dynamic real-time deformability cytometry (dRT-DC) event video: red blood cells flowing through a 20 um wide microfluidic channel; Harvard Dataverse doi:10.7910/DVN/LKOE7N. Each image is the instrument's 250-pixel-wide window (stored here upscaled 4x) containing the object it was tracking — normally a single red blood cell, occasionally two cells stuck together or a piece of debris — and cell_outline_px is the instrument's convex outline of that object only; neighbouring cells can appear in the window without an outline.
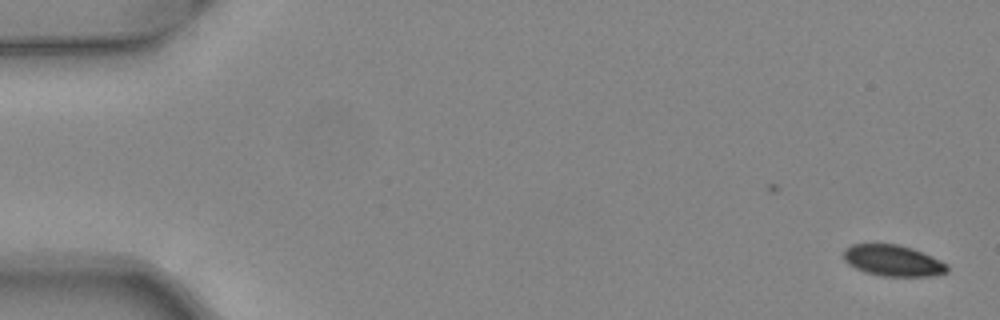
{"species": "common noctule bat (a hibernating species)", "species_latin": "Nyctalus noctula", "temperature_condition": "warm", "stored_images_in_passage": 44, "camera_frame_rate_fps": 3000, "um_per_image_px": 0.085, "animal": {"sex": "female", "body_mass_g": 24.6, "forearm_length_mm": 56.2}, "frame": {"image": 1, "passage_image": 1, "time_ms": 0.0, "image_size_px": [1000, 320], "cell_outline_px": [[948, 272], [932, 276], [880, 276], [856, 268], [848, 264], [844, 260], [844, 248], [852, 244], [896, 244], [912, 248], [932, 256], [948, 264]], "centroid_in_image_um": [75.92, 22.15], "position_along_channel_um": 9.1, "area_um2": 18.79}}
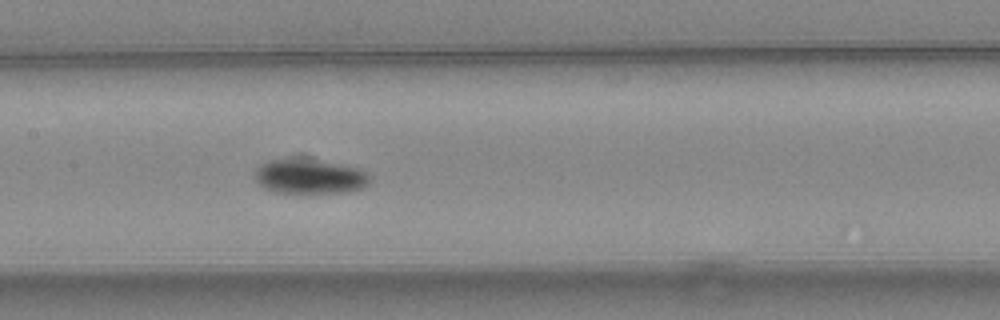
{"frame": {"image": 2, "passage_image": 25, "time_ms": 8.0, "image_size_px": [1000, 320], "cell_outline_px": [[372, 176], [368, 184], [360, 188], [344, 192], [308, 196], [276, 192], [264, 188], [256, 180], [256, 168], [260, 164], [268, 160], [292, 160], [340, 164], [360, 168], [368, 172]], "centroid_in_image_um": [26.35, 15.08], "position_along_channel_um": 181.0, "area_um2": 23.41}}
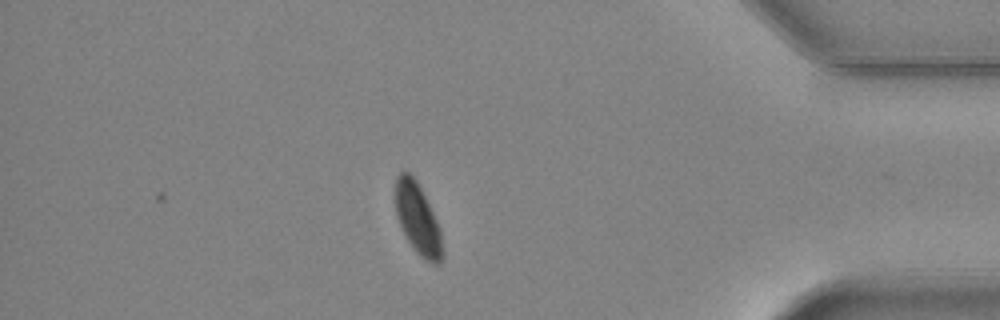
{"frame": {"image": 3, "passage_image": 44, "time_ms": 14.333, "image_size_px": [1000, 320], "cell_outline_px": [[440, 264], [432, 264], [420, 256], [416, 252], [408, 240], [396, 216], [396, 176], [400, 172], [408, 172], [416, 180], [440, 228]], "centroid_in_image_um": [35.47, 18.59], "position_along_channel_um": 399.7, "area_um2": 18.61}, "authors_computed_cell_mechanics": {"area_um2": 21.1837, "velocity_mm_per_s": 4.0392, "shape_relaxation_time_tau1_ms": 2.3233, "shape_relaxation_time_tau2_ms": null, "deformation_change_tau1": 0.0898, "deformation_change_tau2": null}}